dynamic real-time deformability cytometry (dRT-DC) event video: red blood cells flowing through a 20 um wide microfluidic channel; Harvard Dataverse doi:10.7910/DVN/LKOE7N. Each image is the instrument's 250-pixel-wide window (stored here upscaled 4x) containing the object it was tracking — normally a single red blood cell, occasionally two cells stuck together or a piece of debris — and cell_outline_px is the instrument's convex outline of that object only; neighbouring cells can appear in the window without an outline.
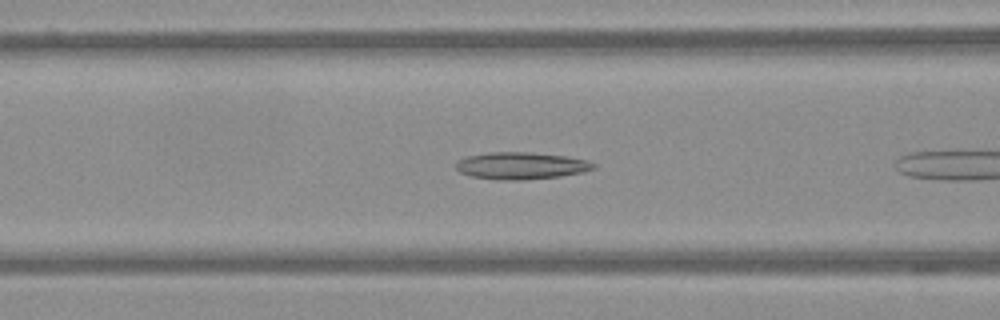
{"species": "Egyptian fruit bat (a non-hibernating species)", "species_latin": "Rousettus aegyptiacus", "temperature_condition": "warm", "stored_images_in_passage": 7, "camera_frame_rate_fps": 3000, "um_per_image_px": 0.085, "frame": {"image": 1, "passage_image": 6, "time_ms": 1.667, "image_size_px": [1000, 320], "cell_outline_px": [[596, 168], [584, 172], [560, 176], [524, 180], [496, 180], [472, 176], [460, 172], [456, 168], [456, 160], [464, 156], [488, 152], [528, 152], [568, 156], [588, 160], [596, 164]], "centroid_in_image_um": [44.29, 14.08], "position_along_channel_um": 122.3, "area_um2": 22.02}}